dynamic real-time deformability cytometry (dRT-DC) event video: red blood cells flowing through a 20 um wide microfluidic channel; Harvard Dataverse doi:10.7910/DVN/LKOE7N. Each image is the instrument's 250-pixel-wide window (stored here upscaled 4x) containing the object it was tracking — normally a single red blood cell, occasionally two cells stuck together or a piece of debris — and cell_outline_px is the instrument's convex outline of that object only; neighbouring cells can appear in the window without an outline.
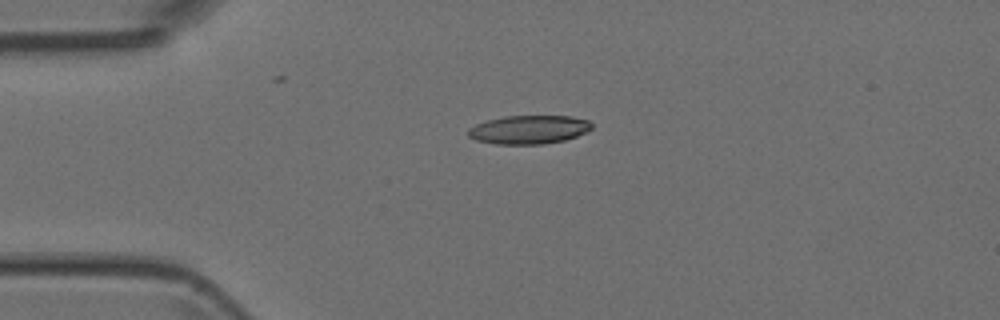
{"species": "Egyptian fruit bat (a non-hibernating species)", "species_latin": "Rousettus aegyptiacus", "temperature_condition": "room temperature", "stored_images_in_passage": 3, "camera_frame_rate_fps": 3000, "um_per_image_px": 0.085, "animal": {"sex": "female"}, "frame": {"image": 1, "passage_image": 3, "time_ms": 2.667, "image_size_px": [1000, 320], "cell_outline_px": [[592, 128], [576, 136], [564, 140], [544, 144], [496, 144], [476, 140], [468, 136], [468, 128], [476, 124], [488, 120], [504, 116], [572, 116], [588, 120], [592, 124]], "centroid_in_image_um": [44.94, 11.01], "position_along_channel_um": 40.1, "area_um2": 20.52}}